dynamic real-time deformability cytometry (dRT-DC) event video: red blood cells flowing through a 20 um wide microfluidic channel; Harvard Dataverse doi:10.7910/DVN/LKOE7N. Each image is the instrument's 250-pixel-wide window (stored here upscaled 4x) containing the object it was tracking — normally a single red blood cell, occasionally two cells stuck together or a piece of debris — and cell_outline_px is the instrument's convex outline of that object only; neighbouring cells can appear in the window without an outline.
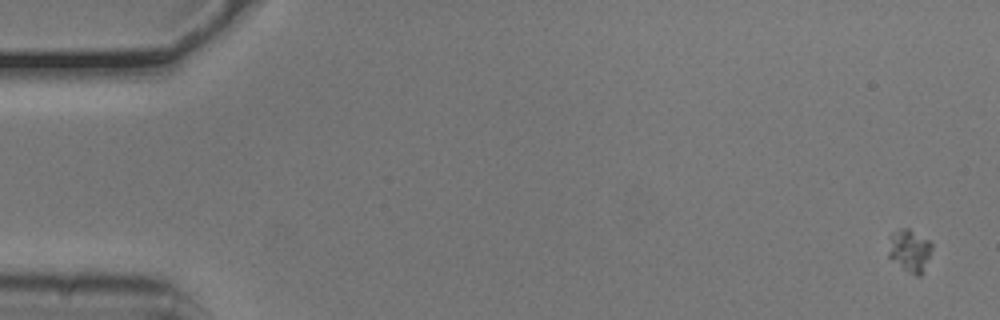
{"species": "common noctule bat (a hibernating species)", "species_latin": "Nyctalus noctula", "temperature_condition": "cold", "stored_images_in_passage": 4, "camera_frame_rate_fps": 3000, "um_per_image_px": 0.085, "animal": {"sex": "male", "body_mass_g": 20.5, "forearm_length_mm": 52.5}, "frame": {"image": 1, "passage_image": 1, "time_ms": 0.0, "image_size_px": [1000, 320], "cell_outline_px": [[932, 248], [920, 276], [916, 276], [904, 268], [888, 256], [888, 252], [892, 236], [900, 228], [908, 228], [928, 240], [932, 244]], "centroid_in_image_um": [77.34, 21.29], "position_along_channel_um": 7.7, "area_um2": 10.12}}